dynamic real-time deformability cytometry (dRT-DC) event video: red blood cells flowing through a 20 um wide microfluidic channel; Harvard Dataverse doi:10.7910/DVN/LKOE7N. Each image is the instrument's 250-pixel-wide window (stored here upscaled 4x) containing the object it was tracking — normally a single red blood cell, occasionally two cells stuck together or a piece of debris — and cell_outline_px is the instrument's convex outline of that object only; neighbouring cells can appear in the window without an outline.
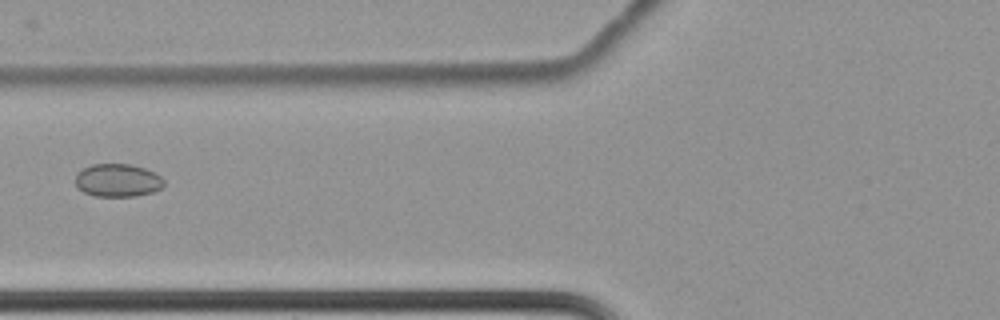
{"species": "common noctule bat (a hibernating species)", "species_latin": "Nyctalus noctula", "temperature_condition": "cold", "stored_images_in_passage": 12, "camera_frame_rate_fps": 3000, "um_per_image_px": 0.085, "animal": {"sex": "female", "body_mass_g": 22.7, "forearm_length_mm": 54.2}, "frame": {"image": 1, "passage_image": 7, "time_ms": 2.0, "image_size_px": [1000, 320], "cell_outline_px": [[164, 184], [160, 188], [152, 192], [136, 196], [96, 196], [84, 192], [76, 188], [76, 172], [92, 164], [132, 164], [144, 168], [160, 176], [164, 180]], "centroid_in_image_um": [9.98, 15.33], "position_along_channel_um": 115.8, "area_um2": 16.99}}
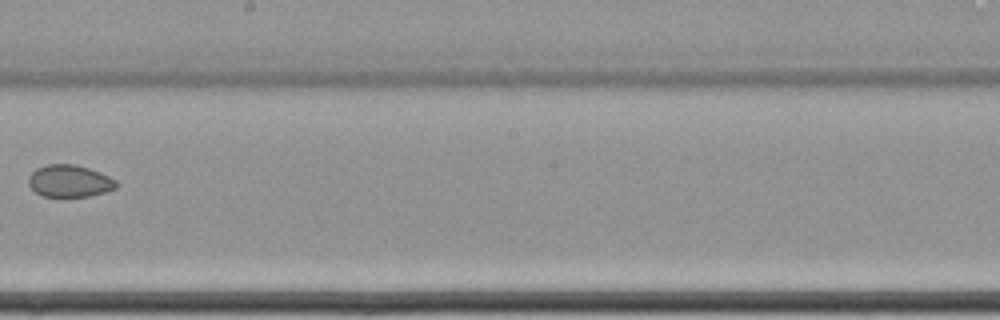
{"frame": {"image": 2, "passage_image": 10, "time_ms": 3.0, "image_size_px": [1000, 320], "cell_outline_px": [[116, 188], [104, 192], [88, 196], [44, 196], [36, 192], [28, 184], [28, 176], [36, 168], [48, 164], [76, 164], [100, 172], [116, 180]], "centroid_in_image_um": [5.89, 15.37], "position_along_channel_um": 242.3, "area_um2": 16.3}}
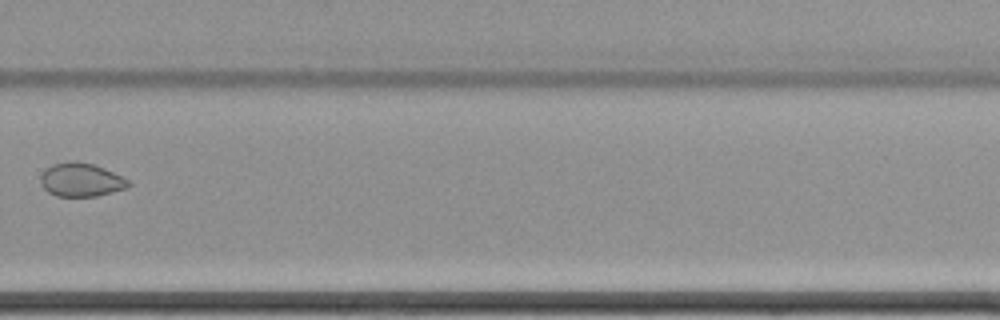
{"frame": {"image": 3, "passage_image": 12, "time_ms": 3.667, "image_size_px": [1000, 320], "cell_outline_px": [[132, 184], [128, 188], [96, 196], [56, 196], [48, 192], [40, 184], [40, 176], [52, 164], [72, 160], [76, 160], [92, 164], [104, 168], [128, 180]], "centroid_in_image_um": [6.88, 15.28], "position_along_channel_um": 322.9, "area_um2": 17.17}}